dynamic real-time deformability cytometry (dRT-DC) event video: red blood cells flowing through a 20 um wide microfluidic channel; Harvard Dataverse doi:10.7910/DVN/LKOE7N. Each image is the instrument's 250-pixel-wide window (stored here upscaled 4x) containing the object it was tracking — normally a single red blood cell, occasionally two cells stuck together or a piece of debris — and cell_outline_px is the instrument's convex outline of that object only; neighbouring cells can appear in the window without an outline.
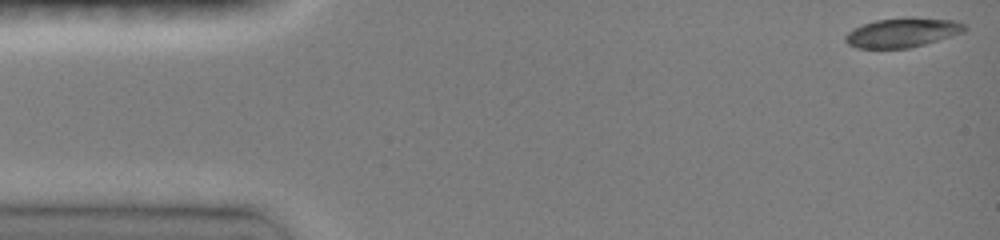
{"species": "common noctule bat (a hibernating species)", "species_latin": "Nyctalus noctula", "temperature_condition": "room temperature", "stored_images_in_passage": 29, "camera_frame_rate_fps": 3000, "um_per_image_px": 0.085, "animal": {"sex": "female", "body_mass_g": 19.0, "forearm_length_mm": 51.5}, "frame": {"image": 1, "passage_image": 1, "time_ms": 0.0, "image_size_px": [1000, 240], "cell_outline_px": [[968, 28], [964, 32], [924, 44], [908, 48], [856, 48], [848, 44], [844, 40], [844, 36], [852, 28], [876, 20], [904, 16], [956, 20], [964, 24]], "centroid_in_image_um": [76.7, 2.75], "position_along_channel_um": 8.3, "area_um2": 20.63}}
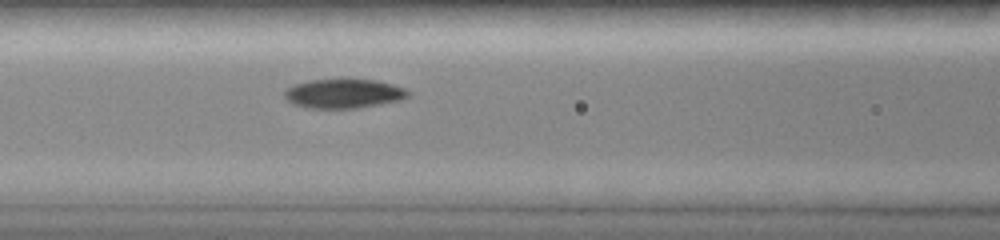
{"frame": {"image": 2, "passage_image": 18, "time_ms": 6.0, "image_size_px": [1000, 240], "cell_outline_px": [[408, 96], [404, 100], [360, 108], [308, 108], [292, 104], [284, 96], [284, 88], [292, 84], [308, 80], [376, 80], [392, 84], [404, 88], [408, 92]], "centroid_in_image_um": [29.18, 7.96], "position_along_channel_um": 137.4, "area_um2": 21.21}}
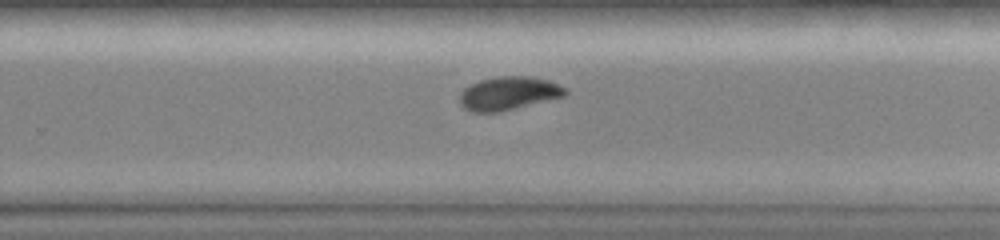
{"frame": {"image": 3, "passage_image": 28, "time_ms": 9.667, "image_size_px": [1000, 240], "cell_outline_px": [[568, 92], [564, 96], [500, 112], [472, 112], [464, 108], [460, 104], [460, 92], [464, 88], [480, 80], [496, 76], [532, 76], [548, 80], [568, 88]], "centroid_in_image_um": [43.24, 7.93], "position_along_channel_um": 286.6, "area_um2": 20.63}}